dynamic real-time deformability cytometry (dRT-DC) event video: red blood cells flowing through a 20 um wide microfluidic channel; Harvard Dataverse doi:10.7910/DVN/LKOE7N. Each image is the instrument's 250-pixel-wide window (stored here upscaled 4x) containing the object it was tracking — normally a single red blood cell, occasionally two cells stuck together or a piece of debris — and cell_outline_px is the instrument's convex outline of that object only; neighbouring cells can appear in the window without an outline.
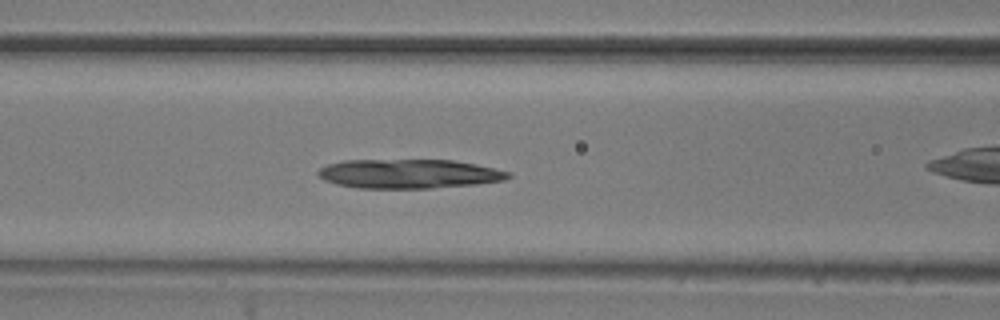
{"species": "common noctule bat (a hibernating species)", "species_latin": "Nyctalus noctula", "temperature_condition": "room temperature", "stored_images_in_passage": 43, "camera_frame_rate_fps": 3000, "um_per_image_px": 0.085, "animal": {"sex": "male", "body_mass_g": 20.5, "forearm_length_mm": 52.5}, "frame": {"image": 1, "passage_image": 22, "time_ms": 7.0, "image_size_px": [1000, 320], "cell_outline_px": [[512, 176], [504, 180], [476, 184], [432, 188], [356, 188], [336, 184], [324, 180], [316, 172], [320, 168], [328, 164], [344, 160], [452, 160], [476, 164], [512, 172]], "centroid_in_image_um": [34.76, 14.77], "position_along_channel_um": 131.8, "area_um2": 32.43}}
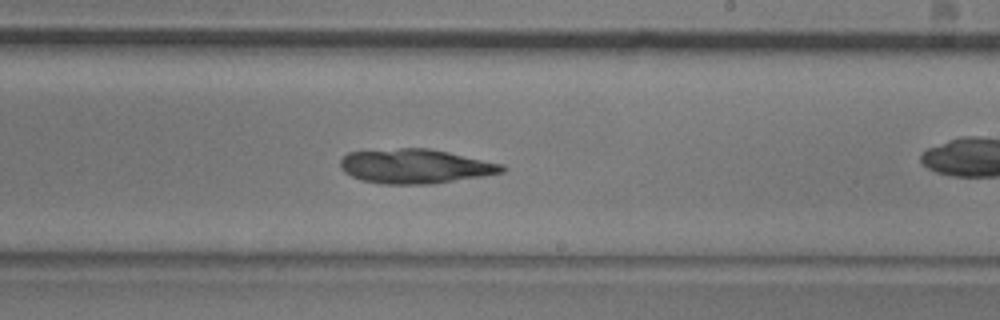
{"frame": {"image": 2, "passage_image": 32, "time_ms": 10.333, "image_size_px": [1000, 320], "cell_outline_px": [[508, 168], [504, 172], [484, 176], [432, 184], [384, 184], [360, 180], [344, 172], [340, 168], [340, 160], [348, 152], [400, 148], [428, 148], [448, 152], [504, 164]], "centroid_in_image_um": [35.31, 14.13], "position_along_channel_um": 253.7, "area_um2": 32.6}}
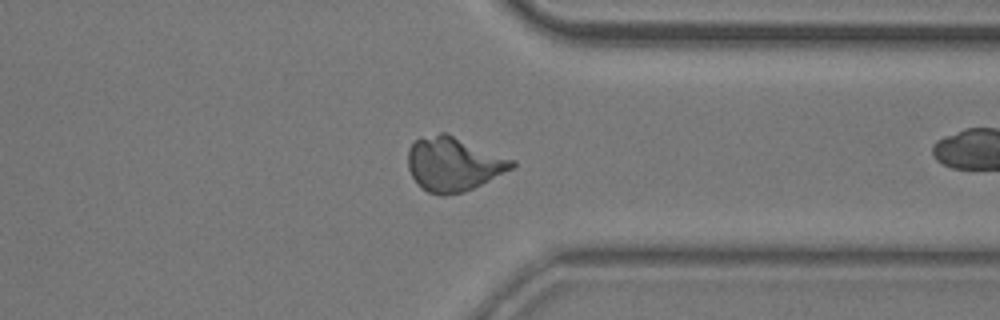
{"frame": {"image": 3, "passage_image": 42, "time_ms": 13.667, "image_size_px": [1000, 320], "cell_outline_px": [[516, 164], [512, 168], [472, 188], [460, 192], [444, 196], [440, 196], [428, 192], [420, 188], [412, 176], [408, 168], [408, 148], [416, 140], [440, 132], [448, 132], [516, 160]], "centroid_in_image_um": [38.54, 13.92], "position_along_channel_um": 372.9, "area_um2": 32.83}}